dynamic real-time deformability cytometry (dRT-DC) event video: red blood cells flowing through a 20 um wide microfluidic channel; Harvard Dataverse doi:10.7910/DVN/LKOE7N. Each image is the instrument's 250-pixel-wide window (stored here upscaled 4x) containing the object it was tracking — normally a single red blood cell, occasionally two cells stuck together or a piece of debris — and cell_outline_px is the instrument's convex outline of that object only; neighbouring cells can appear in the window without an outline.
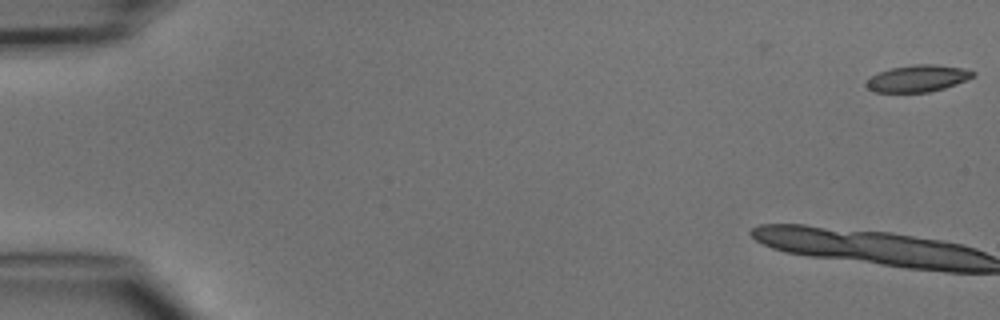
{"species": "common noctule bat (a hibernating species)", "species_latin": "Nyctalus noctula", "temperature_condition": "cold", "stored_images_in_passage": 3, "camera_frame_rate_fps": 3000, "um_per_image_px": 0.085, "animal": {"sex": "male", "body_mass_g": 15.6}, "frame": {"image": 1, "passage_image": 3, "time_ms": 2.333, "image_size_px": [1000, 320], "cell_outline_px": [[976, 76], [956, 84], [944, 88], [928, 92], [872, 92], [864, 84], [872, 76], [880, 72], [892, 68], [916, 64], [936, 64], [960, 68], [976, 72]], "centroid_in_image_um": [78.02, 6.67], "position_along_channel_um": 7.0, "area_um2": 16.53}}